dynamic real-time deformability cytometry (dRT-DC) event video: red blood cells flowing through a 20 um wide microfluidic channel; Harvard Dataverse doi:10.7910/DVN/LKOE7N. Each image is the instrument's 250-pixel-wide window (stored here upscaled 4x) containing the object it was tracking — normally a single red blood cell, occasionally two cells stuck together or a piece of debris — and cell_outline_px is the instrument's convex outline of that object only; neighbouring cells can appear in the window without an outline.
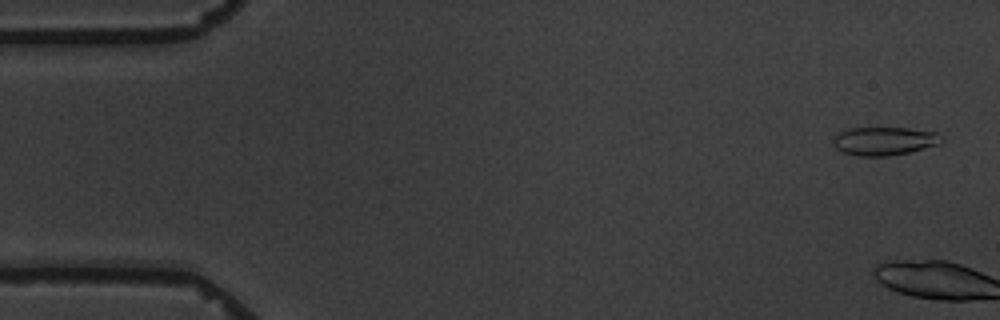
{"species": "common noctule bat (a hibernating species)", "species_latin": "Nyctalus noctula", "temperature_condition": "warm", "stored_images_in_passage": 6, "camera_frame_rate_fps": 3000, "um_per_image_px": 0.085, "animal": {"sex": "male", "body_mass_g": 19.5, "forearm_length_mm": 54.6}, "frame": {"image": 1, "passage_image": 1, "time_ms": 0.0, "image_size_px": [1000, 320], "cell_outline_px": [[944, 140], [940, 144], [908, 152], [888, 156], [856, 156], [840, 152], [832, 144], [832, 140], [840, 132], [848, 128], [908, 128], [936, 132], [944, 136]], "centroid_in_image_um": [75.16, 11.99], "position_along_channel_um": 9.8, "area_um2": 18.09}}